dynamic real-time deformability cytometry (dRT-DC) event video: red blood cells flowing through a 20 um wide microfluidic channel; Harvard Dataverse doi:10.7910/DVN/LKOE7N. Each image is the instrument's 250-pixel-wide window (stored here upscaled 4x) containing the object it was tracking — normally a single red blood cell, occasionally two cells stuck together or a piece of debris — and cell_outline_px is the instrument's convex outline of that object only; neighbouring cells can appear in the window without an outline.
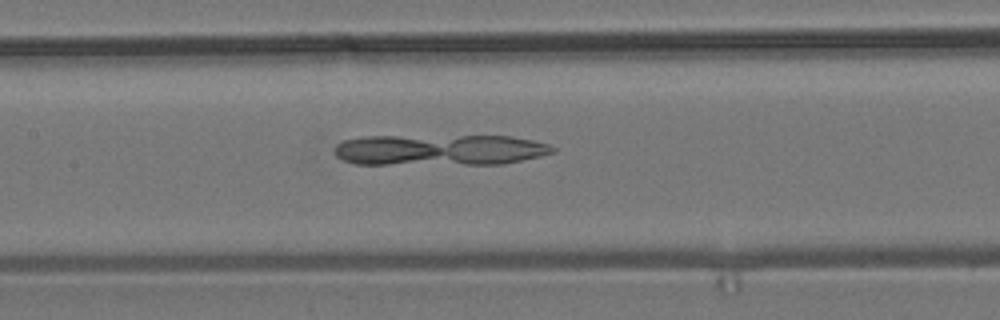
{"species": "common noctule bat (a hibernating species)", "species_latin": "Nyctalus noctula", "temperature_condition": "room temperature", "stored_images_in_passage": 33, "camera_frame_rate_fps": 3000, "um_per_image_px": 0.085, "animal": {"sex": "male", "body_mass_g": 19.2, "forearm_length_mm": 51.8}, "frame": {"image": 1, "passage_image": 11, "time_ms": 3.333, "image_size_px": [1000, 320], "cell_outline_px": [[556, 152], [540, 156], [504, 164], [356, 164], [344, 160], [336, 156], [332, 148], [336, 144], [344, 140], [364, 136], [512, 136], [532, 140], [548, 144], [556, 148]], "centroid_in_image_um": [37.37, 12.74], "position_along_channel_um": 170.0, "area_um2": 39.77}}